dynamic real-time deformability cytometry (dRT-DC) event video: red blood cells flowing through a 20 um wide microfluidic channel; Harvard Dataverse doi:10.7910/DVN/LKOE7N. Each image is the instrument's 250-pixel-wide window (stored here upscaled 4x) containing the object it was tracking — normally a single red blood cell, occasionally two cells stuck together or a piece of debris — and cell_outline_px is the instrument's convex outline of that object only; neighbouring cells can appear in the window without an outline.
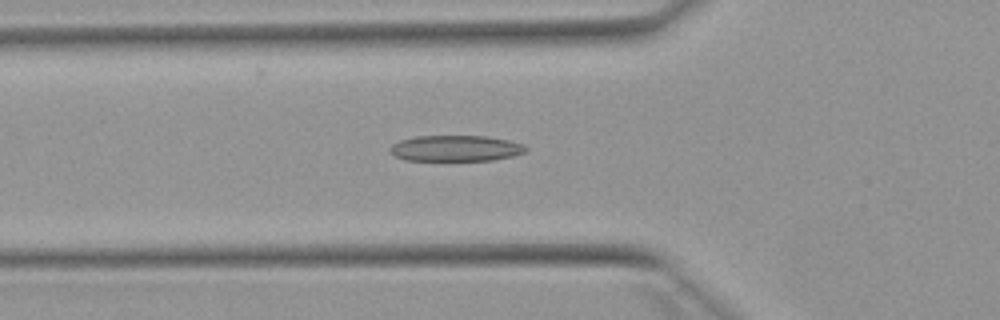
{"species": "Egyptian fruit bat (a non-hibernating species)", "species_latin": "Rousettus aegyptiacus", "temperature_condition": "warm", "stored_images_in_passage": 44, "camera_frame_rate_fps": 3000, "um_per_image_px": 0.085, "animal": {"sex": "female"}, "frame": {"image": 1, "passage_image": 10, "time_ms": 3.0, "image_size_px": [1000, 320], "cell_outline_px": [[528, 148], [524, 152], [512, 156], [492, 160], [404, 160], [388, 152], [388, 148], [392, 144], [400, 140], [416, 136], [488, 136], [508, 140], [524, 144]], "centroid_in_image_um": [38.7, 12.6], "position_along_channel_um": 87.1, "area_um2": 20.58}}
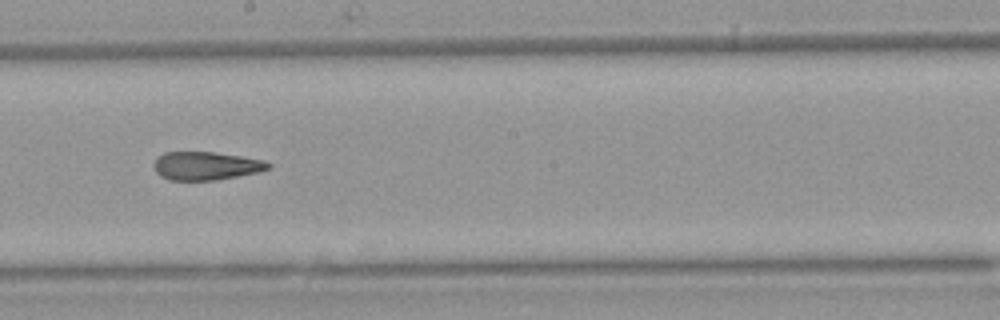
{"frame": {"image": 2, "passage_image": 21, "time_ms": 6.667, "image_size_px": [1000, 320], "cell_outline_px": [[272, 168], [260, 172], [216, 180], [168, 180], [160, 176], [156, 172], [152, 164], [164, 152], [212, 152], [240, 156], [264, 160], [272, 164]], "centroid_in_image_um": [17.53, 14.1], "position_along_channel_um": 230.7, "area_um2": 18.96}}
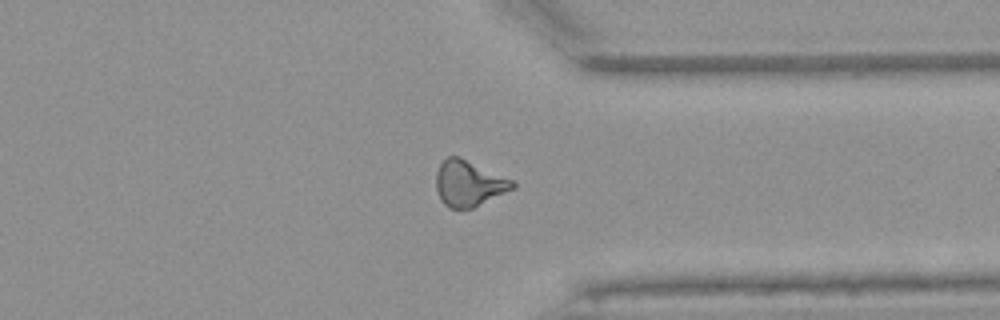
{"frame": {"image": 3, "passage_image": 32, "time_ms": 10.333, "image_size_px": [1000, 320], "cell_outline_px": [[516, 188], [472, 208], [448, 208], [440, 200], [436, 188], [436, 172], [440, 164], [448, 156], [460, 156], [512, 180], [516, 184]], "centroid_in_image_um": [39.84, 15.59], "position_along_channel_um": 371.6, "area_um2": 20.4}, "authors_computed_cell_mechanics": {"area_um2": 19.7676, "velocity_mm_per_s": 3.9166, "shape_relaxation_time_tau1_ms": null, "shape_relaxation_time_tau2_ms": 3.0157, "deformation_change_tau1": null, "deformation_change_tau2": 0.1231}}